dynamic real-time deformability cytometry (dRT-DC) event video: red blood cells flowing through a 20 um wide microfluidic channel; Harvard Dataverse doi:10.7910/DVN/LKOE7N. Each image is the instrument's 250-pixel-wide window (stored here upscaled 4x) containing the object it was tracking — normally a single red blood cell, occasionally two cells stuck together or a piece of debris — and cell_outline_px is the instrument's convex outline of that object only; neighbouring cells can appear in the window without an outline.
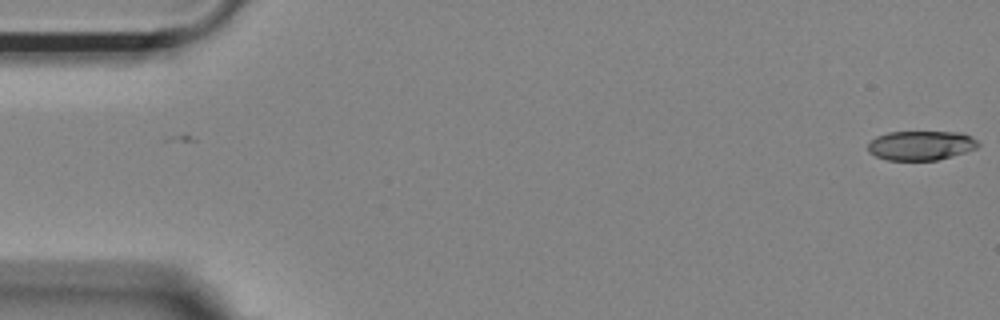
{"species": "Egyptian fruit bat (a non-hibernating species)", "species_latin": "Rousettus aegyptiacus", "temperature_condition": "room temperature", "stored_images_in_passage": 2, "camera_frame_rate_fps": 3000, "um_per_image_px": 0.085, "animal": {"sex": "female"}, "frame": {"image": 1, "passage_image": 1, "time_ms": 0.0, "image_size_px": [1000, 320], "cell_outline_px": [[980, 144], [976, 148], [964, 152], [936, 160], [888, 160], [876, 156], [868, 152], [868, 144], [876, 136], [888, 132], [960, 132], [972, 136]], "centroid_in_image_um": [78.26, 12.35], "position_along_channel_um": 6.7, "area_um2": 18.79}}